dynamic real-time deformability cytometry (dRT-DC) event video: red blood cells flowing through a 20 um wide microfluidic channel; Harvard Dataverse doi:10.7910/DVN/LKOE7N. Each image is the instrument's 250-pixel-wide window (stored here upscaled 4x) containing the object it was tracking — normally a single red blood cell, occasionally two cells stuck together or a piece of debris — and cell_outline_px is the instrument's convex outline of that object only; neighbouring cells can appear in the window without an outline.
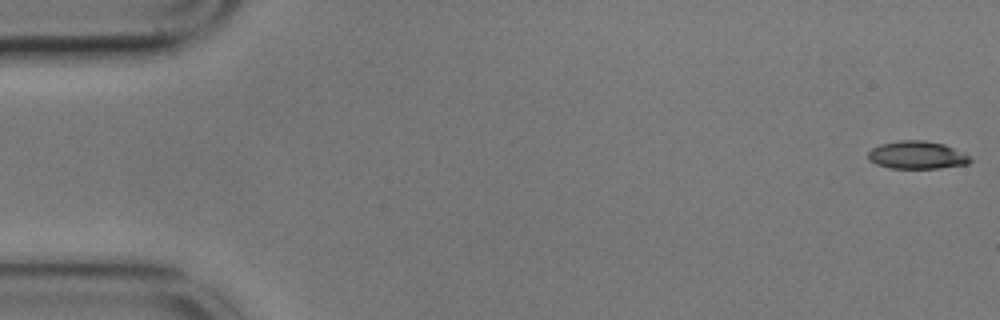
{"species": "common noctule bat (a hibernating species)", "species_latin": "Nyctalus noctula", "temperature_condition": "cold", "stored_images_in_passage": 56, "camera_frame_rate_fps": 3000, "um_per_image_px": 0.085, "animal": {"sex": "male", "body_mass_g": 17.9}, "frame": {"image": 1, "passage_image": 1, "time_ms": 0.0, "image_size_px": [1000, 320], "cell_outline_px": [[972, 160], [968, 164], [940, 168], [892, 168], [876, 164], [868, 160], [868, 152], [872, 148], [880, 144], [900, 140], [924, 140], [944, 144], [964, 152]], "centroid_in_image_um": [77.94, 13.17], "position_along_channel_um": 7.1, "area_um2": 16.59}}
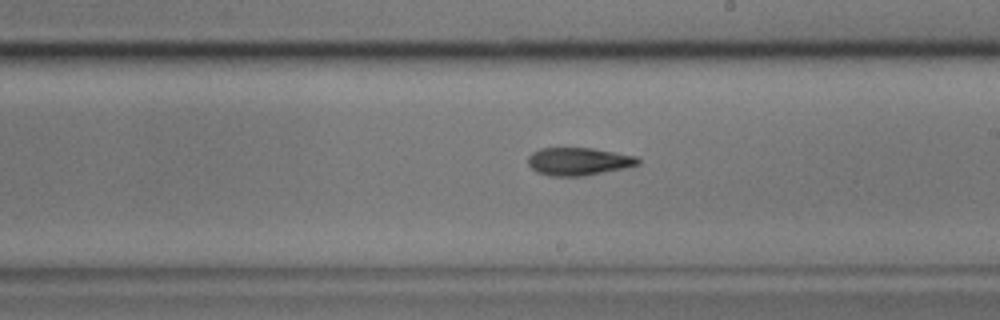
{"frame": {"image": 2, "passage_image": 32, "time_ms": 10.333, "image_size_px": [1000, 320], "cell_outline_px": [[640, 164], [624, 168], [584, 176], [552, 176], [536, 172], [528, 164], [528, 156], [532, 152], [540, 148], [592, 148], [636, 156], [640, 160]], "centroid_in_image_um": [49.16, 13.72], "position_along_channel_um": 239.8, "area_um2": 17.8}}
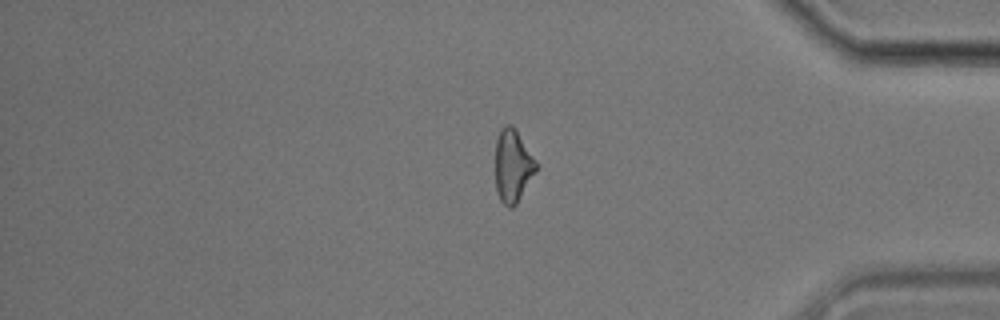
{"frame": {"image": 3, "passage_image": 47, "time_ms": 15.333, "image_size_px": [1000, 320], "cell_outline_px": [[540, 164], [536, 172], [516, 204], [512, 208], [508, 208], [500, 200], [496, 192], [496, 140], [500, 128], [504, 124], [512, 124], [516, 128]], "centroid_in_image_um": [43.62, 14.06], "position_along_channel_um": 391.6, "area_um2": 17.8}, "authors_computed_cell_mechanics": {"area_um2": 17.8602, "velocity_mm_per_s": 3.5427, "shape_relaxation_time_tau1_ms": 7.6996, "shape_relaxation_time_tau2_ms": 5.5522, "deformation_change_tau1": 0.1817, "deformation_change_tau2": 0.1429}}